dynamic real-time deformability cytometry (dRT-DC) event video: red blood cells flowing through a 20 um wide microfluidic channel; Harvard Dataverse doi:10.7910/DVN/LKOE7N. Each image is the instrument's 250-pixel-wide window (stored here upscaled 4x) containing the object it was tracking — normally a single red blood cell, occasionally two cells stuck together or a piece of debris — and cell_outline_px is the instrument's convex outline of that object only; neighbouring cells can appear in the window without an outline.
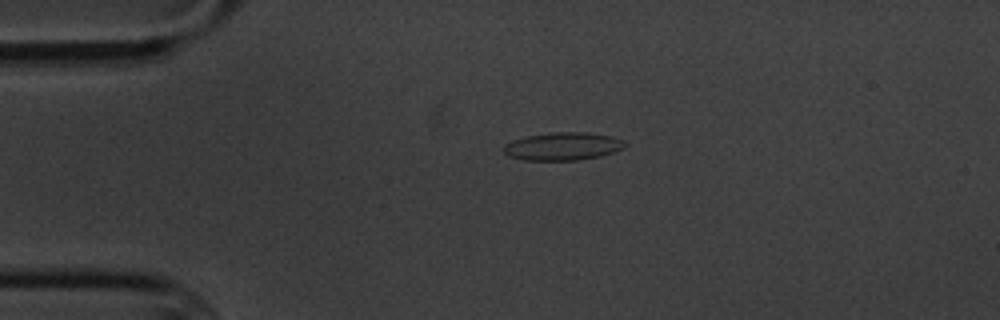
{"species": "common noctule bat (a hibernating species)", "species_latin": "Nyctalus noctula", "temperature_condition": "cold", "stored_images_in_passage": 1, "camera_frame_rate_fps": 3000, "um_per_image_px": 0.085, "animal": {"sex": "male", "body_mass_g": 20.1, "forearm_length_mm": 53.5}, "frame": {"image": 1, "passage_image": 1, "time_ms": 0.0, "image_size_px": [1000, 320], "cell_outline_px": [[628, 144], [624, 148], [600, 156], [576, 160], [524, 160], [508, 156], [504, 152], [504, 144], [512, 140], [528, 136], [552, 132], [588, 132], [612, 136], [624, 140]], "centroid_in_image_um": [47.86, 12.43], "position_along_channel_um": 37.1, "area_um2": 19.77}}